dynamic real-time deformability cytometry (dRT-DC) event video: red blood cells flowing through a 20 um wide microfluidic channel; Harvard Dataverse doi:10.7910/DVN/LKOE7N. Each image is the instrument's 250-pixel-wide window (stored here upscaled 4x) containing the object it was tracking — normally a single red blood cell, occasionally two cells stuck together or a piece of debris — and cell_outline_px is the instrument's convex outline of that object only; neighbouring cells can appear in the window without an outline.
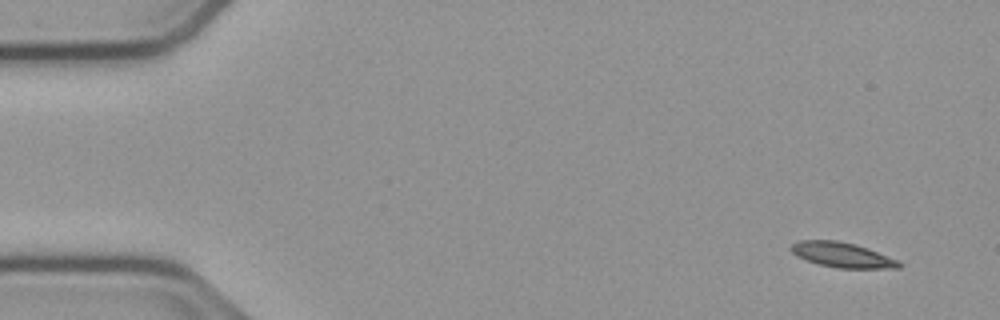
{"species": "common noctule bat (a hibernating species)", "species_latin": "Nyctalus noctula", "temperature_condition": "cold", "stored_images_in_passage": 54, "camera_frame_rate_fps": 3000, "um_per_image_px": 0.085, "animal": {"sex": "male", "body_mass_g": 23.1, "forearm_length_mm": 52.7}, "frame": {"image": 1, "passage_image": 3, "time_ms": 0.667, "image_size_px": [1000, 320], "cell_outline_px": [[904, 264], [900, 268], [840, 268], [820, 264], [796, 256], [788, 248], [792, 244], [800, 240], [836, 240], [856, 244], [868, 248], [900, 260]], "centroid_in_image_um": [71.63, 21.66], "position_along_channel_um": 13.4, "area_um2": 15.84}}
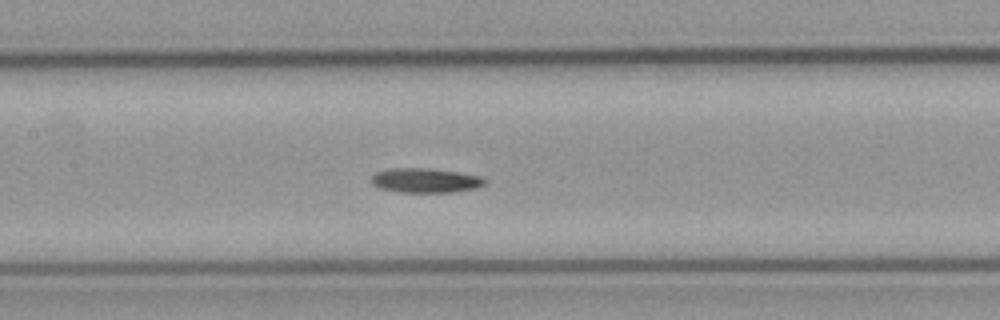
{"frame": {"image": 2, "passage_image": 25, "time_ms": 8.0, "image_size_px": [1000, 320], "cell_outline_px": [[488, 180], [484, 184], [476, 188], [452, 192], [400, 192], [380, 188], [372, 184], [372, 176], [376, 172], [384, 168], [428, 168], [456, 172], [480, 176]], "centroid_in_image_um": [36.14, 15.33], "position_along_channel_um": 171.3, "area_um2": 16.18}}
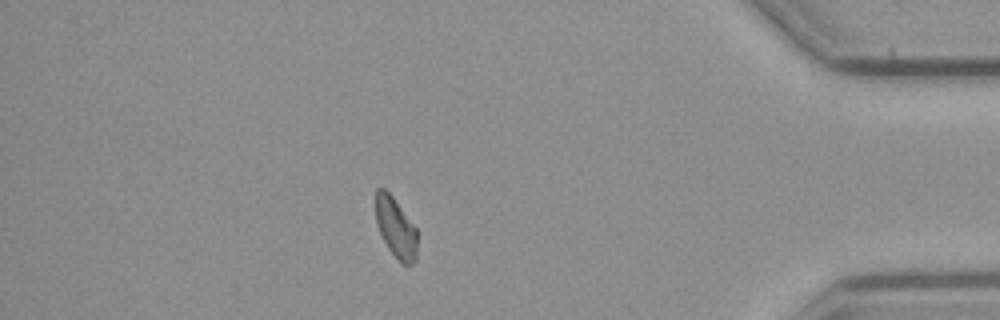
{"frame": {"image": 3, "passage_image": 47, "time_ms": 15.333, "image_size_px": [1000, 320], "cell_outline_px": [[416, 260], [412, 264], [400, 264], [388, 248], [376, 224], [376, 188], [384, 188], [392, 196], [416, 228]], "centroid_in_image_um": [33.63, 19.38], "position_along_channel_um": 401.6, "area_um2": 14.39}}